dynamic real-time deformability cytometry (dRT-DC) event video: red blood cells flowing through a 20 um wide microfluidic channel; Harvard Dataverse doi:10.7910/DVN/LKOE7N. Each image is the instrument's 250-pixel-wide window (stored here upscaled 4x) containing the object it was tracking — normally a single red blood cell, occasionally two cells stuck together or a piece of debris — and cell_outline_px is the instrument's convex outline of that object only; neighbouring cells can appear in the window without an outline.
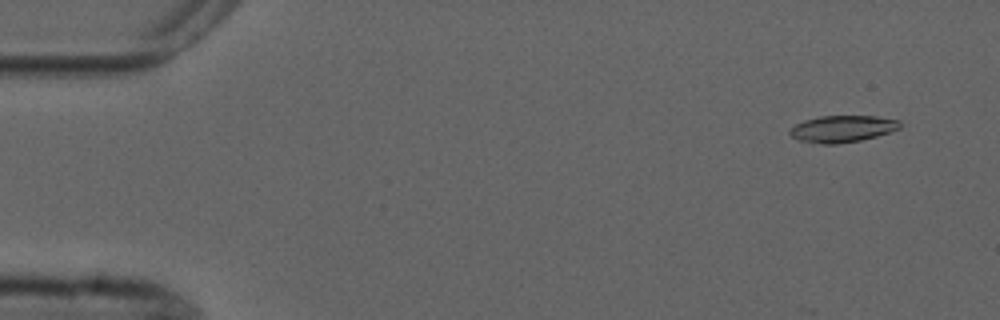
{"species": "common noctule bat (a hibernating species)", "species_latin": "Nyctalus noctula", "temperature_condition": "cold", "stored_images_in_passage": 6, "camera_frame_rate_fps": 3000, "um_per_image_px": 0.085, "animal": {"sex": "male", "forearm_length_mm": 52.5}, "frame": {"image": 1, "passage_image": 2, "time_ms": 1.0, "image_size_px": [1000, 320], "cell_outline_px": [[900, 128], [876, 136], [860, 140], [836, 144], [820, 144], [800, 140], [792, 136], [788, 132], [796, 124], [804, 120], [820, 116], [876, 116], [900, 120]], "centroid_in_image_um": [71.6, 10.94], "position_along_channel_um": 13.4, "area_um2": 16.99}}